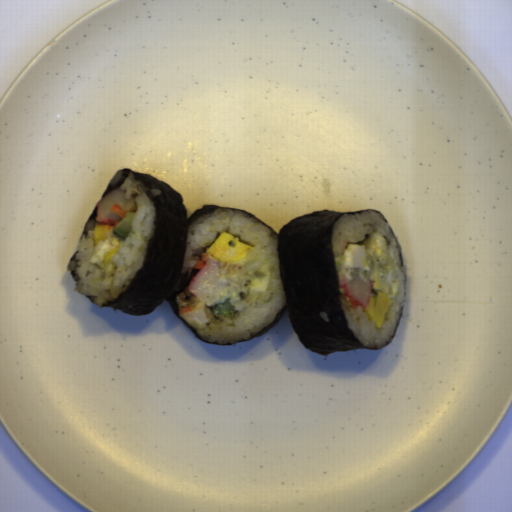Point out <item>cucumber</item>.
<instances>
[{"label":"cucumber","instance_id":"2a18db57","mask_svg":"<svg viewBox=\"0 0 512 512\" xmlns=\"http://www.w3.org/2000/svg\"><path fill=\"white\" fill-rule=\"evenodd\" d=\"M371 292L378 296V290H376L375 288H372Z\"/></svg>","mask_w":512,"mask_h":512},{"label":"cucumber","instance_id":"8b760119","mask_svg":"<svg viewBox=\"0 0 512 512\" xmlns=\"http://www.w3.org/2000/svg\"><path fill=\"white\" fill-rule=\"evenodd\" d=\"M135 218L133 211H128L125 217H121V221L112 228L111 232L120 240H125L132 231V221Z\"/></svg>","mask_w":512,"mask_h":512},{"label":"cucumber","instance_id":"586b57bf","mask_svg":"<svg viewBox=\"0 0 512 512\" xmlns=\"http://www.w3.org/2000/svg\"><path fill=\"white\" fill-rule=\"evenodd\" d=\"M213 306L211 315H222V317L233 321L237 310H235L234 305H230V298L224 299V302H216Z\"/></svg>","mask_w":512,"mask_h":512},{"label":"cucumber","instance_id":"888e309b","mask_svg":"<svg viewBox=\"0 0 512 512\" xmlns=\"http://www.w3.org/2000/svg\"><path fill=\"white\" fill-rule=\"evenodd\" d=\"M338 293L339 294H345V289L339 286Z\"/></svg>","mask_w":512,"mask_h":512}]
</instances>
